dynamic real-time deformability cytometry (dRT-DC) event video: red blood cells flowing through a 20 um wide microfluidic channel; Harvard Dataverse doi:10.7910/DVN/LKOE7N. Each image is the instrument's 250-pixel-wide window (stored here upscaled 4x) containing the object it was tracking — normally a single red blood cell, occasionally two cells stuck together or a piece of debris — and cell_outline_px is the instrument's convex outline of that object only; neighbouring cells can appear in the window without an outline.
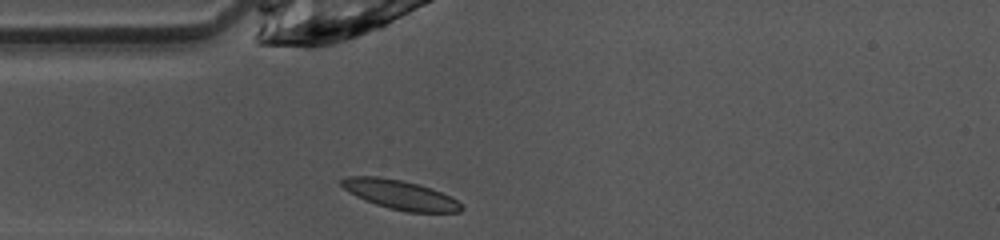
{"species": "common noctule bat (a hibernating species)", "species_latin": "Nyctalus noctula", "temperature_condition": "warm", "stored_images_in_passage": 37, "camera_frame_rate_fps": 3000, "um_per_image_px": 0.085, "animal": {"sex": "female", "body_mass_g": 10.0, "forearm_length_mm": 53.1}, "frame": {"image": 1, "passage_image": 1, "time_ms": 0.0, "image_size_px": [1000, 240], "cell_outline_px": [[464, 208], [460, 212], [408, 212], [388, 208], [364, 200], [348, 192], [340, 184], [340, 180], [348, 176], [380, 176], [400, 180], [432, 188], [456, 200]], "centroid_in_image_um": [33.98, 16.55], "position_along_channel_um": 51.0, "area_um2": 20.29}}
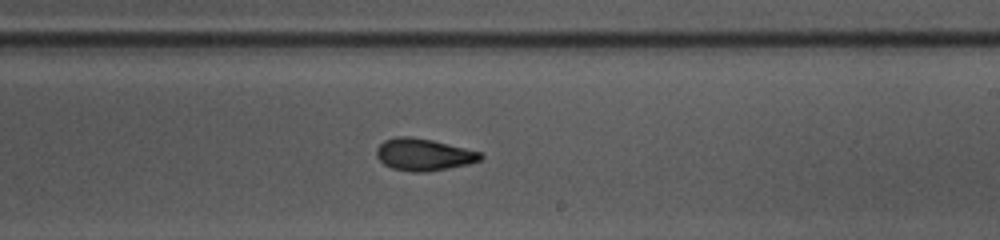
{"frame": {"image": 2, "passage_image": 16, "time_ms": 5.0, "image_size_px": [1000, 240], "cell_outline_px": [[484, 156], [480, 160], [468, 164], [448, 168], [424, 172], [412, 172], [392, 168], [384, 164], [376, 156], [376, 148], [384, 140], [396, 136], [412, 136], [432, 140], [480, 152]], "centroid_in_image_um": [35.97, 13.13], "position_along_channel_um": 253.0, "area_um2": 19.36}}
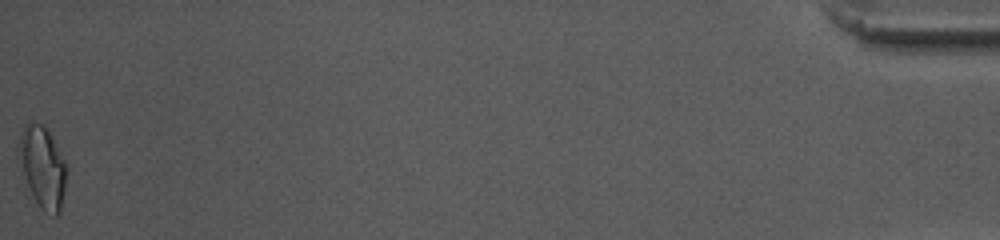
{"frame": {"image": 3, "passage_image": 37, "time_ms": 12.0, "image_size_px": [1000, 240], "cell_outline_px": [[68, 168], [60, 212], [56, 216], [52, 216], [44, 212], [40, 208], [28, 184], [16, 148], [20, 132], [24, 124], [28, 120], [32, 120], [44, 124], [48, 128]], "centroid_in_image_um": [3.62, 14.12], "position_along_channel_um": 431.6, "area_um2": 22.89}, "authors_computed_cell_mechanics": {"area_um2": 19.2474, "velocity_mm_per_s": 4.093, "shape_relaxation_time_tau1_ms": 10.8042, "shape_relaxation_time_tau2_ms": 2.0685, "deformation_change_tau1": 0.2577, "deformation_change_tau2": 0.0789}}